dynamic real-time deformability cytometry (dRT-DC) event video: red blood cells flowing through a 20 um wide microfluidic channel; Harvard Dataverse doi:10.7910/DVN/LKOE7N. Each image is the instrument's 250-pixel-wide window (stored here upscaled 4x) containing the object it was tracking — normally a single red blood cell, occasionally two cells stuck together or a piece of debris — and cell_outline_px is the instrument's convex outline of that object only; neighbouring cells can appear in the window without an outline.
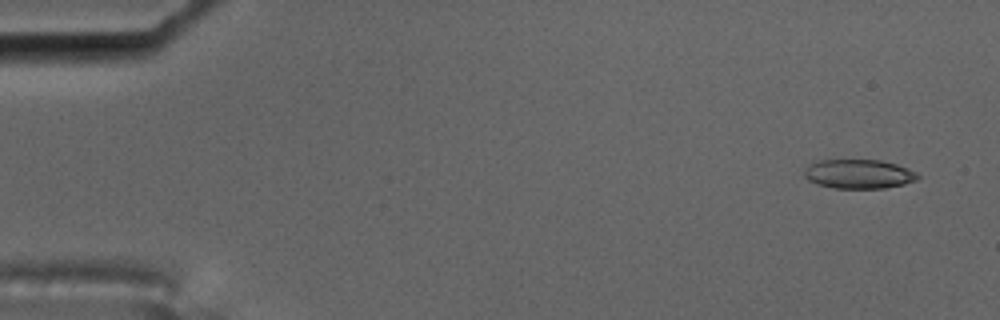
{"species": "common noctule bat (a hibernating species)", "species_latin": "Nyctalus noctula", "temperature_condition": "cold", "stored_images_in_passage": 4, "camera_frame_rate_fps": 3000, "um_per_image_px": 0.085, "animal": {"sex": "male", "body_mass_g": 17.5, "forearm_length_mm": 52.3}, "frame": {"image": 1, "passage_image": 1, "time_ms": 0.0, "image_size_px": [1000, 320], "cell_outline_px": [[920, 176], [916, 180], [904, 184], [884, 188], [836, 188], [816, 184], [808, 180], [804, 176], [804, 168], [812, 160], [880, 160], [896, 164], [908, 168], [916, 172]], "centroid_in_image_um": [72.95, 14.78], "position_along_channel_um": 12.1, "area_um2": 19.48}}